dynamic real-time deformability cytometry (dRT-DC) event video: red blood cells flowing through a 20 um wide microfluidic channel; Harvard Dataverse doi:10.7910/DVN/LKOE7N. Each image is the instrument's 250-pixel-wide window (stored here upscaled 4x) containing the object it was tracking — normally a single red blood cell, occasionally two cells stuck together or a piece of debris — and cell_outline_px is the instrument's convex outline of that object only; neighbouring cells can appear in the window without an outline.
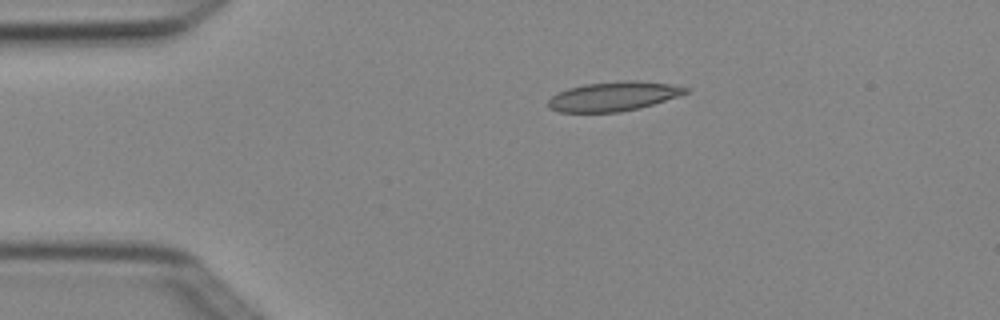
{"species": "Egyptian fruit bat (a non-hibernating species)", "species_latin": "Rousettus aegyptiacus", "temperature_condition": "cold", "stored_images_in_passage": 3, "camera_frame_rate_fps": 3000, "um_per_image_px": 0.085, "animal": {"sex": "female"}, "frame": {"image": 1, "passage_image": 2, "time_ms": 0.333, "image_size_px": [1000, 320], "cell_outline_px": [[688, 92], [640, 108], [620, 112], [560, 112], [548, 108], [548, 100], [552, 96], [568, 88], [584, 84], [624, 80], [636, 80], [668, 84], [688, 88]], "centroid_in_image_um": [52.09, 8.19], "position_along_channel_um": 32.9, "area_um2": 23.24}}